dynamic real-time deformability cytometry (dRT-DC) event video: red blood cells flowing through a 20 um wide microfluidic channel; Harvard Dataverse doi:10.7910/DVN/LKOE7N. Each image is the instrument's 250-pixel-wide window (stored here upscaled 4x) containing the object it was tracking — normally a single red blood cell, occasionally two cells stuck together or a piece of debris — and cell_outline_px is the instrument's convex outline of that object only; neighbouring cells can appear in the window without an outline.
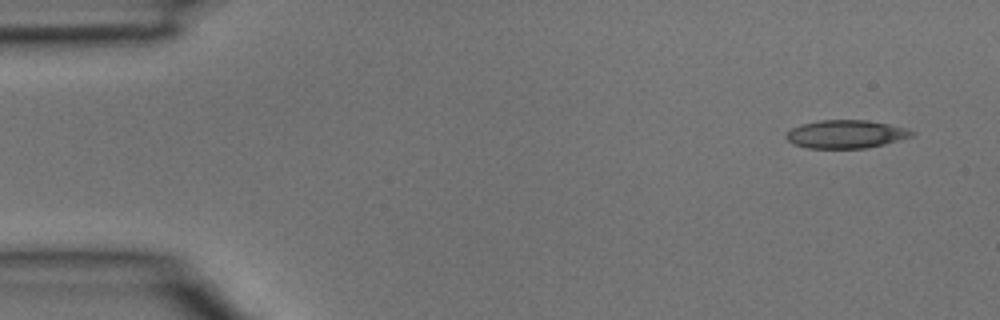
{"species": "common noctule bat (a hibernating species)", "species_latin": "Nyctalus noctula", "temperature_condition": "room temperature", "stored_images_in_passage": 4, "camera_frame_rate_fps": 3000, "um_per_image_px": 0.085, "animal": {"sex": "male", "body_mass_g": 15.6}, "frame": {"image": 1, "passage_image": 1, "time_ms": 0.0, "image_size_px": [1000, 320], "cell_outline_px": [[916, 132], [912, 136], [884, 144], [864, 148], [808, 148], [796, 144], [788, 140], [784, 136], [792, 128], [804, 124], [820, 120], [868, 120], [908, 128]], "centroid_in_image_um": [71.94, 11.4], "position_along_channel_um": 13.1, "area_um2": 20.4}}
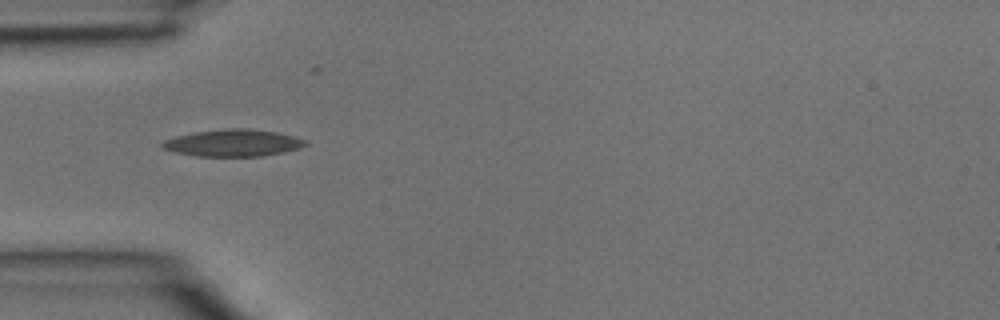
{"frame": {"image": 2, "passage_image": 3, "time_ms": 0.667, "image_size_px": [1000, 320], "cell_outline_px": [[308, 144], [300, 148], [284, 152], [264, 156], [196, 156], [176, 152], [160, 148], [160, 144], [164, 140], [176, 136], [196, 132], [228, 128], [248, 128], [276, 132], [308, 140]], "centroid_in_image_um": [19.82, 12.15], "position_along_channel_um": 65.2, "area_um2": 22.54}}
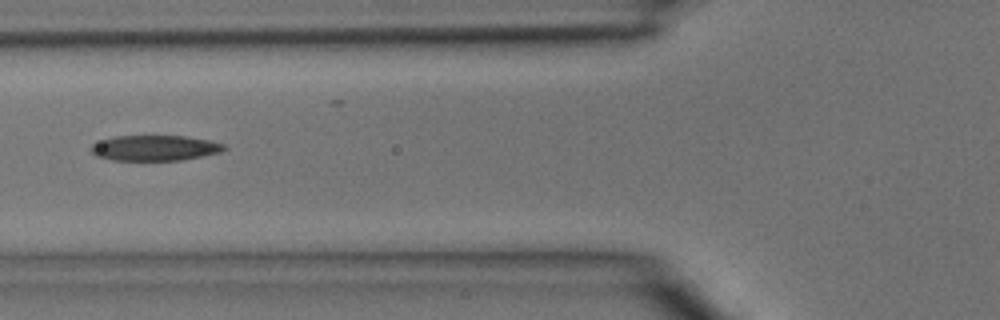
{"frame": {"image": 3, "passage_image": 4, "time_ms": 1.0, "image_size_px": [1000, 320], "cell_outline_px": [[228, 148], [220, 152], [184, 160], [112, 160], [96, 156], [88, 148], [92, 144], [116, 136], [184, 136], [208, 140], [224, 144]], "centroid_in_image_um": [13.16, 12.58], "position_along_channel_um": 112.6, "area_um2": 19.65}}